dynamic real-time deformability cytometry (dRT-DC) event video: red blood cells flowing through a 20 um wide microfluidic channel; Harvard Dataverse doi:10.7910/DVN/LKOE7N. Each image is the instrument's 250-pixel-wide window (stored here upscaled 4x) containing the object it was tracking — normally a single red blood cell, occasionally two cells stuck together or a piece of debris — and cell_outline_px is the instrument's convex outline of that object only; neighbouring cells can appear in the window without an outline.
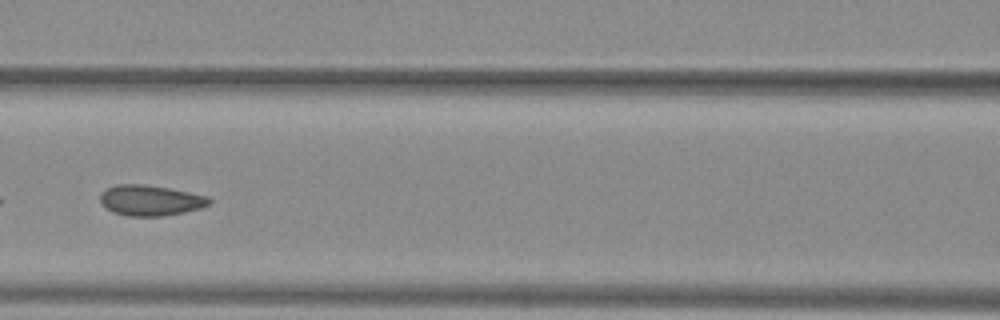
{"species": "common noctule bat (a hibernating species)", "species_latin": "Nyctalus noctula", "temperature_condition": "warm", "stored_images_in_passage": 49, "camera_frame_rate_fps": 3000, "um_per_image_px": 0.085, "animal": {"sex": "female", "body_mass_g": 29.2, "forearm_length_mm": 56.3}, "frame": {"image": 1, "passage_image": 22, "time_ms": 7.0, "image_size_px": [1000, 320], "cell_outline_px": [[212, 200], [208, 204], [200, 208], [184, 212], [164, 216], [128, 216], [112, 212], [100, 200], [100, 192], [116, 184], [140, 184], [168, 188], [208, 196]], "centroid_in_image_um": [12.78, 17.03], "position_along_channel_um": 153.8, "area_um2": 19.25}}
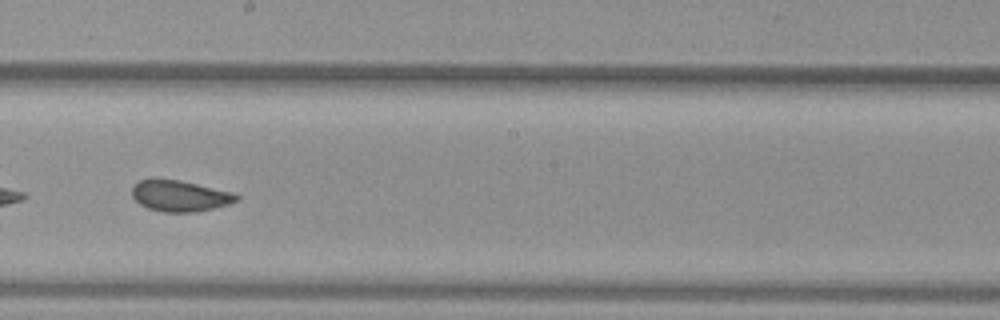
{"frame": {"image": 2, "passage_image": 28, "time_ms": 9.0, "image_size_px": [1000, 320], "cell_outline_px": [[240, 200], [228, 204], [196, 212], [164, 212], [148, 208], [140, 204], [132, 196], [132, 184], [140, 180], [156, 176], [180, 180], [232, 192], [240, 196]], "centroid_in_image_um": [15.24, 16.61], "position_along_channel_um": 233.0, "area_um2": 19.31}}